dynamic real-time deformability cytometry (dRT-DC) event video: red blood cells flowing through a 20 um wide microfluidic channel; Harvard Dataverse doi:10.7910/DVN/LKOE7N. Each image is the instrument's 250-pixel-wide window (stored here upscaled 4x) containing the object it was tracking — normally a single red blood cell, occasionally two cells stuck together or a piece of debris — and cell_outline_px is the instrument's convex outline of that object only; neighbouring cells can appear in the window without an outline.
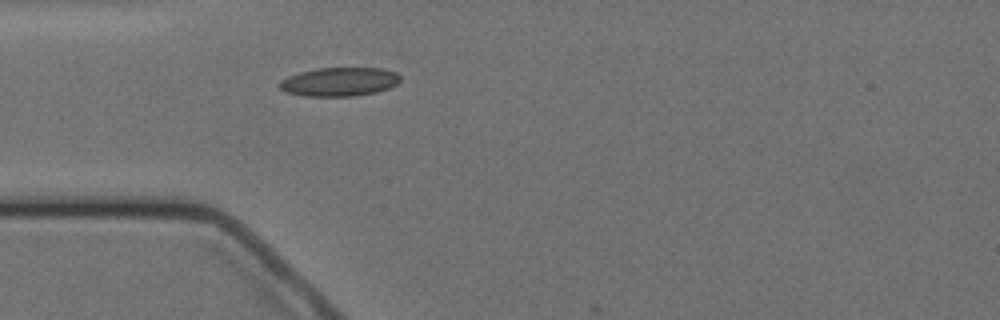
{"species": "Egyptian fruit bat (a non-hibernating species)", "species_latin": "Rousettus aegyptiacus", "temperature_condition": "cold", "stored_images_in_passage": 1, "camera_frame_rate_fps": 3000, "um_per_image_px": 0.085, "animal": {"sex": "female"}, "frame": {"image": 1, "passage_image": 1, "time_ms": 0.0, "image_size_px": [1000, 320], "cell_outline_px": [[400, 80], [396, 84], [388, 88], [376, 92], [356, 96], [304, 96], [288, 92], [280, 88], [276, 84], [280, 80], [288, 76], [300, 72], [316, 68], [384, 68], [396, 72], [400, 76]], "centroid_in_image_um": [28.84, 6.95], "position_along_channel_um": 56.2, "area_um2": 20.35}}